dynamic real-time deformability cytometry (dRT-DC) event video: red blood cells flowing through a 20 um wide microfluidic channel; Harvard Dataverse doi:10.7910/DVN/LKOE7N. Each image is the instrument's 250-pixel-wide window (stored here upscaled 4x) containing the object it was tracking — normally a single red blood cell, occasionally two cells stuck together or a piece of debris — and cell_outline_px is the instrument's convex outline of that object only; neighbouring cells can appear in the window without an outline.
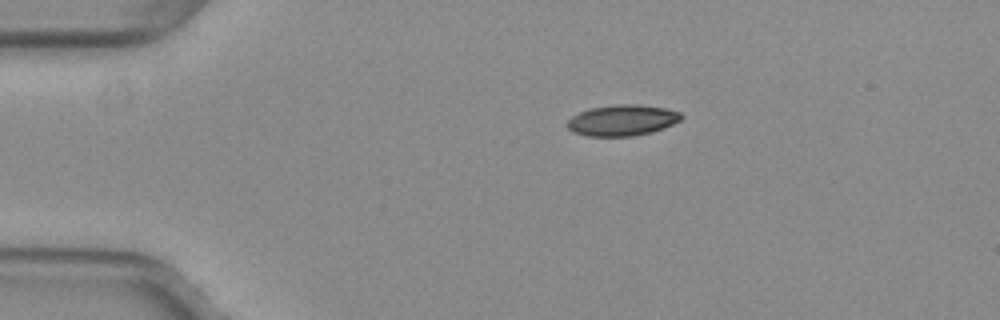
{"species": "common noctule bat (a hibernating species)", "species_latin": "Nyctalus noctula", "temperature_condition": "warm", "stored_images_in_passage": 42, "camera_frame_rate_fps": 3000, "um_per_image_px": 0.085, "animal": {"sex": "female", "body_mass_g": 29.2, "forearm_length_mm": 56.3}, "frame": {"image": 1, "passage_image": 1, "time_ms": 0.0, "image_size_px": [1000, 320], "cell_outline_px": [[684, 116], [680, 120], [664, 128], [652, 132], [632, 136], [588, 136], [576, 132], [568, 128], [568, 120], [572, 116], [588, 108], [616, 104], [636, 104], [664, 108], [680, 112]], "centroid_in_image_um": [52.91, 10.21], "position_along_channel_um": 32.1, "area_um2": 20.46}}
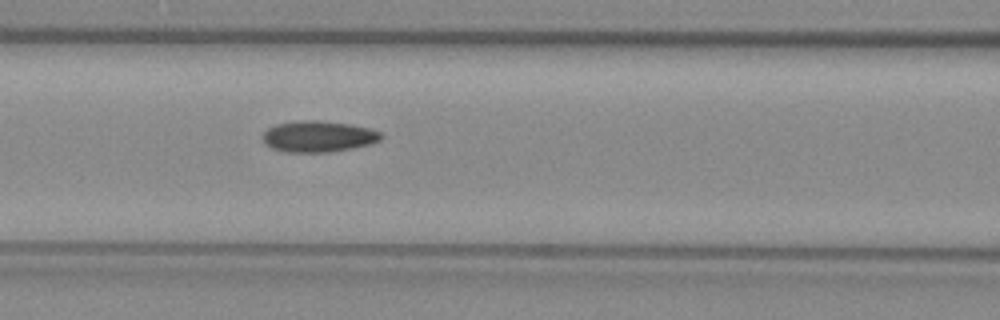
{"frame": {"image": 2, "passage_image": 13, "time_ms": 4.0, "image_size_px": [1000, 320], "cell_outline_px": [[380, 140], [368, 144], [352, 148], [328, 152], [284, 152], [272, 148], [264, 144], [264, 132], [268, 128], [276, 124], [300, 120], [320, 120], [352, 124], [368, 128], [380, 132]], "centroid_in_image_um": [27.02, 11.59], "position_along_channel_um": 139.6, "area_um2": 21.39}}
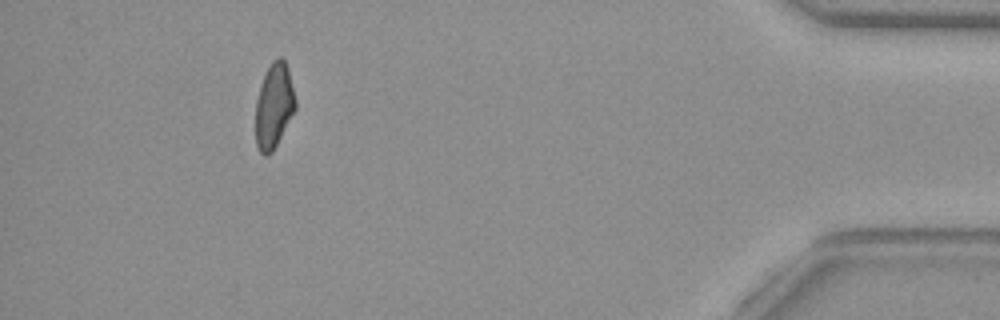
{"frame": {"image": 3, "passage_image": 38, "time_ms": 12.333, "image_size_px": [1000, 320], "cell_outline_px": [[296, 108], [272, 152], [264, 156], [260, 152], [256, 144], [256, 100], [260, 84], [272, 60], [280, 56], [284, 60], [288, 68], [296, 100]], "centroid_in_image_um": [23.28, 8.98], "position_along_channel_um": 411.9, "area_um2": 19.54}, "authors_computed_cell_mechanics": {"area_um2": 20.6346, "velocity_mm_per_s": 4.0134, "shape_relaxation_time_tau1_ms": null, "shape_relaxation_time_tau2_ms": 2.3231, "deformation_change_tau1": null, "deformation_change_tau2": 0.0729}}